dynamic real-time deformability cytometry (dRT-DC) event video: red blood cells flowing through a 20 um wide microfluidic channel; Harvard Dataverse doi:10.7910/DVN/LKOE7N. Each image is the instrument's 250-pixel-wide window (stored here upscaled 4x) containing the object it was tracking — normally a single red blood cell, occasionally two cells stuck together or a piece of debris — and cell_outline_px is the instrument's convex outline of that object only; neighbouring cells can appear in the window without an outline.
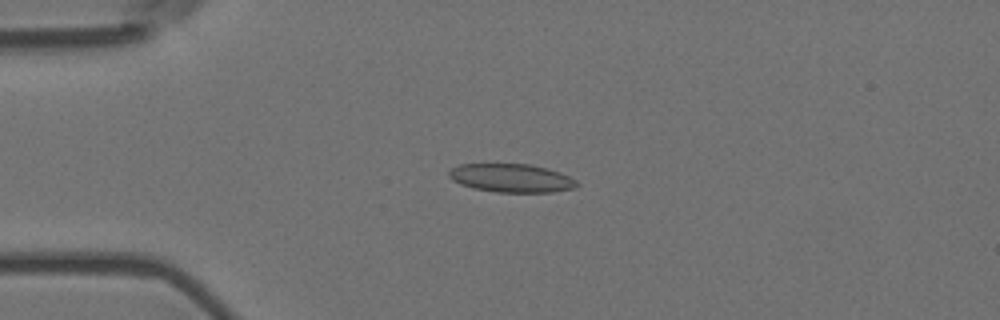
{"species": "Egyptian fruit bat (a non-hibernating species)", "species_latin": "Rousettus aegyptiacus", "temperature_condition": "room temperature", "stored_images_in_passage": 4, "camera_frame_rate_fps": 3000, "um_per_image_px": 0.085, "animal": {"sex": "female"}, "frame": {"image": 1, "passage_image": 4, "time_ms": 1.0, "image_size_px": [1000, 320], "cell_outline_px": [[580, 184], [576, 188], [552, 192], [496, 192], [472, 188], [460, 184], [452, 180], [448, 176], [448, 172], [452, 168], [460, 164], [532, 164], [548, 168], [560, 172], [576, 180]], "centroid_in_image_um": [43.48, 15.13], "position_along_channel_um": 41.5, "area_um2": 21.39}}